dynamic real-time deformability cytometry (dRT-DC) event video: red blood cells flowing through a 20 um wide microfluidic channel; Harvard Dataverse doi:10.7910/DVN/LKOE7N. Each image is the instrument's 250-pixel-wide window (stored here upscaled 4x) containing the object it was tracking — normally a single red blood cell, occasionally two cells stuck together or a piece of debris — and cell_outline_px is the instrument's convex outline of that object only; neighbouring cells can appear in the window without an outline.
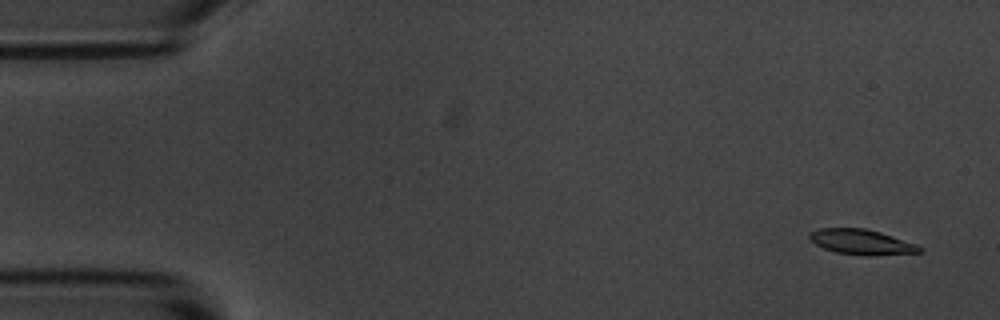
{"species": "common noctule bat (a hibernating species)", "species_latin": "Nyctalus noctula", "temperature_condition": "room temperature", "stored_images_in_passage": 4, "camera_frame_rate_fps": 3000, "um_per_image_px": 0.085, "animal": {"sex": "male", "body_mass_g": 20.1, "forearm_length_mm": 53.5}, "frame": {"image": 1, "passage_image": 1, "time_ms": 0.0, "image_size_px": [1000, 320], "cell_outline_px": [[924, 248], [920, 252], [836, 252], [824, 248], [816, 244], [808, 236], [812, 232], [820, 228], [864, 228], [880, 232], [916, 244]], "centroid_in_image_um": [73.16, 20.49], "position_along_channel_um": 11.8, "area_um2": 14.68}}